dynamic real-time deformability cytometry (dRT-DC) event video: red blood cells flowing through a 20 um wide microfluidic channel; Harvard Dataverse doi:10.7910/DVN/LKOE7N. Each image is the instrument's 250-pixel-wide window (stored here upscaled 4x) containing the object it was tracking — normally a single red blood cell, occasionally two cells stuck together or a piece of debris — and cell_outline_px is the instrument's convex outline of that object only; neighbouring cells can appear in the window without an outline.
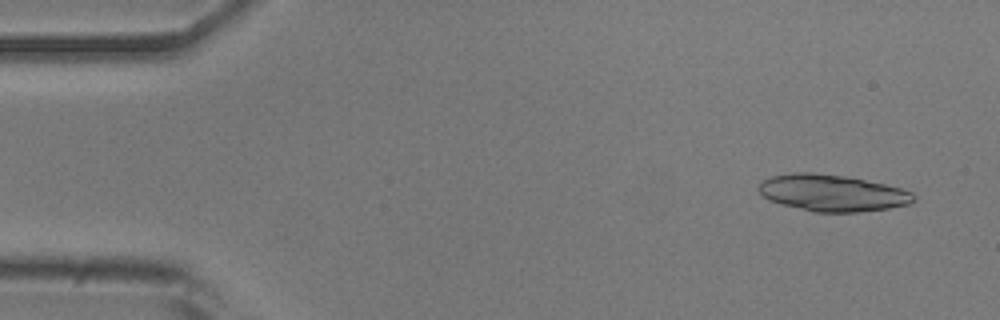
{"species": "common noctule bat (a hibernating species)", "species_latin": "Nyctalus noctula", "temperature_condition": "room temperature", "stored_images_in_passage": 15, "camera_frame_rate_fps": 3000, "um_per_image_px": 0.085, "animal": {"sex": "male", "body_mass_g": 20.5, "forearm_length_mm": 52.5}, "frame": {"image": 1, "passage_image": 3, "time_ms": 0.667, "image_size_px": [1000, 320], "cell_outline_px": [[916, 200], [908, 204], [888, 208], [860, 212], [812, 212], [780, 204], [768, 200], [756, 188], [764, 180], [772, 176], [792, 172], [812, 172], [844, 176], [884, 184], [900, 188], [912, 192], [916, 196]], "centroid_in_image_um": [70.72, 16.4], "position_along_channel_um": 14.3, "area_um2": 33.12}}